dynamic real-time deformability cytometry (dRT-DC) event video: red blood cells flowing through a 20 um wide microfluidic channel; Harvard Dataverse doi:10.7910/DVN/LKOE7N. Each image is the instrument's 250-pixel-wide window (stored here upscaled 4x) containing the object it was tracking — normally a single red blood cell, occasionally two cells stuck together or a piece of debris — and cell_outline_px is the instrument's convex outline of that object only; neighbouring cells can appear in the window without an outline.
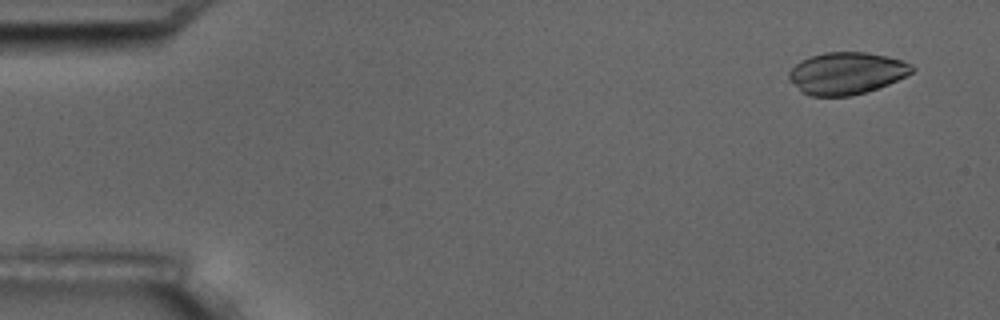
{"species": "common noctule bat (a hibernating species)", "species_latin": "Nyctalus noctula", "temperature_condition": "room temperature", "stored_images_in_passage": 5, "camera_frame_rate_fps": 3000, "um_per_image_px": 0.085, "animal": {"sex": "male", "body_mass_g": 17.5, "forearm_length_mm": 52.3}, "frame": {"image": 1, "passage_image": 1, "time_ms": 0.0, "image_size_px": [1000, 320], "cell_outline_px": [[916, 68], [912, 72], [888, 84], [868, 92], [852, 96], [812, 96], [800, 92], [788, 76], [788, 72], [800, 60], [824, 52], [868, 52], [888, 56], [912, 64]], "centroid_in_image_um": [71.95, 6.22], "position_along_channel_um": 13.0, "area_um2": 30.23}}